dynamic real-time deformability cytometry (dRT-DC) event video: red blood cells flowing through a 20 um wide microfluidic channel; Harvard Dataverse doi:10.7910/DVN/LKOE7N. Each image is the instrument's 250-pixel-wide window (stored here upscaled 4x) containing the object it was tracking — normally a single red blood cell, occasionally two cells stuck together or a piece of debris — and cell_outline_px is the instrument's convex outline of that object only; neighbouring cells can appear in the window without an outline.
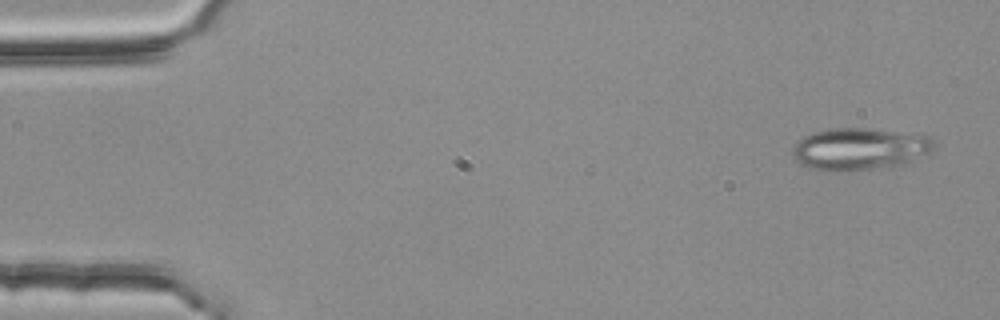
{"species": "common noctule bat (a hibernating species)", "species_latin": "Nyctalus noctula", "temperature_condition": "room temperature", "stored_images_in_passage": 51, "segment_of_instrument_passage": [1, 2], "camera_frame_rate_fps": 3000, "um_per_image_px": 0.085, "animal": {"sex": "female", "body_mass_g": 25.1}, "frame": {"image": 1, "passage_image": 3, "time_ms": 0.667, "image_size_px": [1000, 320], "cell_outline_px": [[932, 148], [928, 152], [888, 168], [856, 172], [820, 172], [808, 168], [800, 164], [792, 156], [792, 148], [804, 136], [812, 132], [832, 128], [864, 128], [932, 136]], "centroid_in_image_um": [72.95, 12.7], "position_along_channel_um": 12.1, "area_um2": 34.91}}